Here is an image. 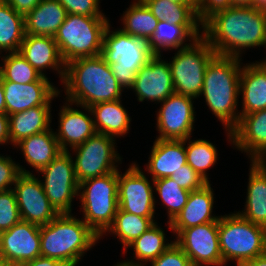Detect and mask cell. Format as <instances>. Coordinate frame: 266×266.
<instances>
[{"label": "cell", "instance_id": "33", "mask_svg": "<svg viewBox=\"0 0 266 266\" xmlns=\"http://www.w3.org/2000/svg\"><path fill=\"white\" fill-rule=\"evenodd\" d=\"M120 19V29L134 37L149 41L156 30L159 20L152 14L142 0H134Z\"/></svg>", "mask_w": 266, "mask_h": 266}, {"label": "cell", "instance_id": "21", "mask_svg": "<svg viewBox=\"0 0 266 266\" xmlns=\"http://www.w3.org/2000/svg\"><path fill=\"white\" fill-rule=\"evenodd\" d=\"M41 76L47 77L46 69L55 71L61 82L65 77V63L63 62L54 37L40 35H25L18 50Z\"/></svg>", "mask_w": 266, "mask_h": 266}, {"label": "cell", "instance_id": "44", "mask_svg": "<svg viewBox=\"0 0 266 266\" xmlns=\"http://www.w3.org/2000/svg\"><path fill=\"white\" fill-rule=\"evenodd\" d=\"M231 7V0H201L196 6L197 16L203 24L214 13Z\"/></svg>", "mask_w": 266, "mask_h": 266}, {"label": "cell", "instance_id": "39", "mask_svg": "<svg viewBox=\"0 0 266 266\" xmlns=\"http://www.w3.org/2000/svg\"><path fill=\"white\" fill-rule=\"evenodd\" d=\"M21 220L13 189L0 192V232L9 230Z\"/></svg>", "mask_w": 266, "mask_h": 266}, {"label": "cell", "instance_id": "11", "mask_svg": "<svg viewBox=\"0 0 266 266\" xmlns=\"http://www.w3.org/2000/svg\"><path fill=\"white\" fill-rule=\"evenodd\" d=\"M72 156L69 151H62L49 165L37 172L44 178L40 181L45 195L59 214L72 213V202L78 197L79 183Z\"/></svg>", "mask_w": 266, "mask_h": 266}, {"label": "cell", "instance_id": "53", "mask_svg": "<svg viewBox=\"0 0 266 266\" xmlns=\"http://www.w3.org/2000/svg\"><path fill=\"white\" fill-rule=\"evenodd\" d=\"M171 2H175V3H191L188 0H169Z\"/></svg>", "mask_w": 266, "mask_h": 266}, {"label": "cell", "instance_id": "37", "mask_svg": "<svg viewBox=\"0 0 266 266\" xmlns=\"http://www.w3.org/2000/svg\"><path fill=\"white\" fill-rule=\"evenodd\" d=\"M153 182L162 205L167 208V222L171 223L186 205L190 191L180 187L170 177L156 179Z\"/></svg>", "mask_w": 266, "mask_h": 266}, {"label": "cell", "instance_id": "38", "mask_svg": "<svg viewBox=\"0 0 266 266\" xmlns=\"http://www.w3.org/2000/svg\"><path fill=\"white\" fill-rule=\"evenodd\" d=\"M1 56L0 77L2 81L27 84L37 81L41 75L19 52Z\"/></svg>", "mask_w": 266, "mask_h": 266}, {"label": "cell", "instance_id": "30", "mask_svg": "<svg viewBox=\"0 0 266 266\" xmlns=\"http://www.w3.org/2000/svg\"><path fill=\"white\" fill-rule=\"evenodd\" d=\"M159 21L183 25L196 39L202 36V23L192 3H175L169 0H142Z\"/></svg>", "mask_w": 266, "mask_h": 266}, {"label": "cell", "instance_id": "14", "mask_svg": "<svg viewBox=\"0 0 266 266\" xmlns=\"http://www.w3.org/2000/svg\"><path fill=\"white\" fill-rule=\"evenodd\" d=\"M194 98L174 93L161 102L156 116V139L185 140L192 136L195 123Z\"/></svg>", "mask_w": 266, "mask_h": 266}, {"label": "cell", "instance_id": "28", "mask_svg": "<svg viewBox=\"0 0 266 266\" xmlns=\"http://www.w3.org/2000/svg\"><path fill=\"white\" fill-rule=\"evenodd\" d=\"M14 148H19L27 164L37 172L49 165L62 152L52 128L22 139Z\"/></svg>", "mask_w": 266, "mask_h": 266}, {"label": "cell", "instance_id": "43", "mask_svg": "<svg viewBox=\"0 0 266 266\" xmlns=\"http://www.w3.org/2000/svg\"><path fill=\"white\" fill-rule=\"evenodd\" d=\"M170 178L176 181L180 187L190 192L201 189L208 184L188 164L183 165L178 171H175Z\"/></svg>", "mask_w": 266, "mask_h": 266}, {"label": "cell", "instance_id": "34", "mask_svg": "<svg viewBox=\"0 0 266 266\" xmlns=\"http://www.w3.org/2000/svg\"><path fill=\"white\" fill-rule=\"evenodd\" d=\"M195 39L183 25L172 24L163 20L158 22L155 32L148 41V46L153 54H162L163 51H176L184 48Z\"/></svg>", "mask_w": 266, "mask_h": 266}, {"label": "cell", "instance_id": "6", "mask_svg": "<svg viewBox=\"0 0 266 266\" xmlns=\"http://www.w3.org/2000/svg\"><path fill=\"white\" fill-rule=\"evenodd\" d=\"M109 23L103 34L101 56L109 64L117 82L129 90L137 72L154 55L148 42L124 33L120 28L111 30Z\"/></svg>", "mask_w": 266, "mask_h": 266}, {"label": "cell", "instance_id": "31", "mask_svg": "<svg viewBox=\"0 0 266 266\" xmlns=\"http://www.w3.org/2000/svg\"><path fill=\"white\" fill-rule=\"evenodd\" d=\"M156 222L150 229L144 232L140 237L130 243L123 251V255L128 252V249H133V259L122 260L119 263L123 266H147L148 263L155 260L161 255L174 240L166 238L165 230L158 226Z\"/></svg>", "mask_w": 266, "mask_h": 266}, {"label": "cell", "instance_id": "10", "mask_svg": "<svg viewBox=\"0 0 266 266\" xmlns=\"http://www.w3.org/2000/svg\"><path fill=\"white\" fill-rule=\"evenodd\" d=\"M115 144L116 138L95 133L69 151H73L70 154L75 155L72 159L78 183L119 170L118 165L122 163L123 158Z\"/></svg>", "mask_w": 266, "mask_h": 266}, {"label": "cell", "instance_id": "47", "mask_svg": "<svg viewBox=\"0 0 266 266\" xmlns=\"http://www.w3.org/2000/svg\"><path fill=\"white\" fill-rule=\"evenodd\" d=\"M10 144L9 118L6 113H0V146Z\"/></svg>", "mask_w": 266, "mask_h": 266}, {"label": "cell", "instance_id": "2", "mask_svg": "<svg viewBox=\"0 0 266 266\" xmlns=\"http://www.w3.org/2000/svg\"><path fill=\"white\" fill-rule=\"evenodd\" d=\"M242 58L215 55L204 74L202 96L213 115L222 123L227 139L232 144V130L240 120L239 84ZM238 104V105H237Z\"/></svg>", "mask_w": 266, "mask_h": 266}, {"label": "cell", "instance_id": "41", "mask_svg": "<svg viewBox=\"0 0 266 266\" xmlns=\"http://www.w3.org/2000/svg\"><path fill=\"white\" fill-rule=\"evenodd\" d=\"M149 264L151 266H192L188 256L175 242Z\"/></svg>", "mask_w": 266, "mask_h": 266}, {"label": "cell", "instance_id": "16", "mask_svg": "<svg viewBox=\"0 0 266 266\" xmlns=\"http://www.w3.org/2000/svg\"><path fill=\"white\" fill-rule=\"evenodd\" d=\"M13 190L21 220L46 225L59 213L45 195L40 178L34 174L21 173L14 183Z\"/></svg>", "mask_w": 266, "mask_h": 266}, {"label": "cell", "instance_id": "19", "mask_svg": "<svg viewBox=\"0 0 266 266\" xmlns=\"http://www.w3.org/2000/svg\"><path fill=\"white\" fill-rule=\"evenodd\" d=\"M75 105L84 110L74 108ZM59 111V126L55 135L62 151H69L77 145L84 143L96 133L93 116L89 107L77 105L66 100Z\"/></svg>", "mask_w": 266, "mask_h": 266}, {"label": "cell", "instance_id": "17", "mask_svg": "<svg viewBox=\"0 0 266 266\" xmlns=\"http://www.w3.org/2000/svg\"><path fill=\"white\" fill-rule=\"evenodd\" d=\"M139 102L161 103L175 93L171 69L161 54H154L137 72L130 87Z\"/></svg>", "mask_w": 266, "mask_h": 266}, {"label": "cell", "instance_id": "5", "mask_svg": "<svg viewBox=\"0 0 266 266\" xmlns=\"http://www.w3.org/2000/svg\"><path fill=\"white\" fill-rule=\"evenodd\" d=\"M218 236L225 266L229 261L242 266L266 253V228L253 224L237 211L219 217Z\"/></svg>", "mask_w": 266, "mask_h": 266}, {"label": "cell", "instance_id": "54", "mask_svg": "<svg viewBox=\"0 0 266 266\" xmlns=\"http://www.w3.org/2000/svg\"><path fill=\"white\" fill-rule=\"evenodd\" d=\"M188 1L191 2L196 7L201 0H188Z\"/></svg>", "mask_w": 266, "mask_h": 266}, {"label": "cell", "instance_id": "29", "mask_svg": "<svg viewBox=\"0 0 266 266\" xmlns=\"http://www.w3.org/2000/svg\"><path fill=\"white\" fill-rule=\"evenodd\" d=\"M250 163L245 208L238 213L266 228V171L256 161Z\"/></svg>", "mask_w": 266, "mask_h": 266}, {"label": "cell", "instance_id": "26", "mask_svg": "<svg viewBox=\"0 0 266 266\" xmlns=\"http://www.w3.org/2000/svg\"><path fill=\"white\" fill-rule=\"evenodd\" d=\"M66 16V9L58 0H41L24 16L25 35L54 37Z\"/></svg>", "mask_w": 266, "mask_h": 266}, {"label": "cell", "instance_id": "46", "mask_svg": "<svg viewBox=\"0 0 266 266\" xmlns=\"http://www.w3.org/2000/svg\"><path fill=\"white\" fill-rule=\"evenodd\" d=\"M19 266H67V265L60 260L40 256L32 261L23 263Z\"/></svg>", "mask_w": 266, "mask_h": 266}, {"label": "cell", "instance_id": "55", "mask_svg": "<svg viewBox=\"0 0 266 266\" xmlns=\"http://www.w3.org/2000/svg\"><path fill=\"white\" fill-rule=\"evenodd\" d=\"M0 266H5V265L3 264V262H2L1 257H0Z\"/></svg>", "mask_w": 266, "mask_h": 266}, {"label": "cell", "instance_id": "24", "mask_svg": "<svg viewBox=\"0 0 266 266\" xmlns=\"http://www.w3.org/2000/svg\"><path fill=\"white\" fill-rule=\"evenodd\" d=\"M211 184L203 188L191 191L186 205L171 222H167L168 229H187L210 222H218L220 216L214 215V193Z\"/></svg>", "mask_w": 266, "mask_h": 266}, {"label": "cell", "instance_id": "4", "mask_svg": "<svg viewBox=\"0 0 266 266\" xmlns=\"http://www.w3.org/2000/svg\"><path fill=\"white\" fill-rule=\"evenodd\" d=\"M99 241L100 237L72 213L58 214L40 226L41 256L60 260L67 266L78 265Z\"/></svg>", "mask_w": 266, "mask_h": 266}, {"label": "cell", "instance_id": "48", "mask_svg": "<svg viewBox=\"0 0 266 266\" xmlns=\"http://www.w3.org/2000/svg\"><path fill=\"white\" fill-rule=\"evenodd\" d=\"M242 266H266V253L246 261Z\"/></svg>", "mask_w": 266, "mask_h": 266}, {"label": "cell", "instance_id": "42", "mask_svg": "<svg viewBox=\"0 0 266 266\" xmlns=\"http://www.w3.org/2000/svg\"><path fill=\"white\" fill-rule=\"evenodd\" d=\"M67 14L82 16H106L100 10V0H58Z\"/></svg>", "mask_w": 266, "mask_h": 266}, {"label": "cell", "instance_id": "32", "mask_svg": "<svg viewBox=\"0 0 266 266\" xmlns=\"http://www.w3.org/2000/svg\"><path fill=\"white\" fill-rule=\"evenodd\" d=\"M24 37V15L3 0L0 2V53L18 52Z\"/></svg>", "mask_w": 266, "mask_h": 266}, {"label": "cell", "instance_id": "50", "mask_svg": "<svg viewBox=\"0 0 266 266\" xmlns=\"http://www.w3.org/2000/svg\"><path fill=\"white\" fill-rule=\"evenodd\" d=\"M0 113H6V101L4 98V89L1 77H0Z\"/></svg>", "mask_w": 266, "mask_h": 266}, {"label": "cell", "instance_id": "56", "mask_svg": "<svg viewBox=\"0 0 266 266\" xmlns=\"http://www.w3.org/2000/svg\"><path fill=\"white\" fill-rule=\"evenodd\" d=\"M114 266H123V265H121L119 262H117V264H114Z\"/></svg>", "mask_w": 266, "mask_h": 266}, {"label": "cell", "instance_id": "25", "mask_svg": "<svg viewBox=\"0 0 266 266\" xmlns=\"http://www.w3.org/2000/svg\"><path fill=\"white\" fill-rule=\"evenodd\" d=\"M52 105H39L8 115L10 144L15 146L22 139L45 132L51 128Z\"/></svg>", "mask_w": 266, "mask_h": 266}, {"label": "cell", "instance_id": "8", "mask_svg": "<svg viewBox=\"0 0 266 266\" xmlns=\"http://www.w3.org/2000/svg\"><path fill=\"white\" fill-rule=\"evenodd\" d=\"M78 198L81 219L102 239L119 209L118 170L79 183Z\"/></svg>", "mask_w": 266, "mask_h": 266}, {"label": "cell", "instance_id": "3", "mask_svg": "<svg viewBox=\"0 0 266 266\" xmlns=\"http://www.w3.org/2000/svg\"><path fill=\"white\" fill-rule=\"evenodd\" d=\"M62 84L64 99L86 107L122 99L125 90L101 55L68 62Z\"/></svg>", "mask_w": 266, "mask_h": 266}, {"label": "cell", "instance_id": "27", "mask_svg": "<svg viewBox=\"0 0 266 266\" xmlns=\"http://www.w3.org/2000/svg\"><path fill=\"white\" fill-rule=\"evenodd\" d=\"M93 116L96 133H102L114 138L128 134L131 127V117L122 104V100L101 102L89 107Z\"/></svg>", "mask_w": 266, "mask_h": 266}, {"label": "cell", "instance_id": "7", "mask_svg": "<svg viewBox=\"0 0 266 266\" xmlns=\"http://www.w3.org/2000/svg\"><path fill=\"white\" fill-rule=\"evenodd\" d=\"M109 21L106 16L67 14L54 35L65 65L79 58L101 55L103 34Z\"/></svg>", "mask_w": 266, "mask_h": 266}, {"label": "cell", "instance_id": "36", "mask_svg": "<svg viewBox=\"0 0 266 266\" xmlns=\"http://www.w3.org/2000/svg\"><path fill=\"white\" fill-rule=\"evenodd\" d=\"M187 164L197 172L206 182L210 183L207 171L218 160L216 145L206 139H185Z\"/></svg>", "mask_w": 266, "mask_h": 266}, {"label": "cell", "instance_id": "51", "mask_svg": "<svg viewBox=\"0 0 266 266\" xmlns=\"http://www.w3.org/2000/svg\"><path fill=\"white\" fill-rule=\"evenodd\" d=\"M254 7L266 11V0H254Z\"/></svg>", "mask_w": 266, "mask_h": 266}, {"label": "cell", "instance_id": "49", "mask_svg": "<svg viewBox=\"0 0 266 266\" xmlns=\"http://www.w3.org/2000/svg\"><path fill=\"white\" fill-rule=\"evenodd\" d=\"M254 7V0H231V7Z\"/></svg>", "mask_w": 266, "mask_h": 266}, {"label": "cell", "instance_id": "13", "mask_svg": "<svg viewBox=\"0 0 266 266\" xmlns=\"http://www.w3.org/2000/svg\"><path fill=\"white\" fill-rule=\"evenodd\" d=\"M174 242L185 252L192 266H225L218 236V222L187 229H171Z\"/></svg>", "mask_w": 266, "mask_h": 266}, {"label": "cell", "instance_id": "15", "mask_svg": "<svg viewBox=\"0 0 266 266\" xmlns=\"http://www.w3.org/2000/svg\"><path fill=\"white\" fill-rule=\"evenodd\" d=\"M40 256L39 225L20 220L0 232V257L5 266H19Z\"/></svg>", "mask_w": 266, "mask_h": 266}, {"label": "cell", "instance_id": "35", "mask_svg": "<svg viewBox=\"0 0 266 266\" xmlns=\"http://www.w3.org/2000/svg\"><path fill=\"white\" fill-rule=\"evenodd\" d=\"M156 223L154 218L140 217L129 212L118 209L113 224L104 233L112 234L117 237L123 248L140 237L144 232L150 229ZM111 232V233H110Z\"/></svg>", "mask_w": 266, "mask_h": 266}, {"label": "cell", "instance_id": "23", "mask_svg": "<svg viewBox=\"0 0 266 266\" xmlns=\"http://www.w3.org/2000/svg\"><path fill=\"white\" fill-rule=\"evenodd\" d=\"M148 159L145 169L152 180L171 177L187 164L185 140L155 139Z\"/></svg>", "mask_w": 266, "mask_h": 266}, {"label": "cell", "instance_id": "52", "mask_svg": "<svg viewBox=\"0 0 266 266\" xmlns=\"http://www.w3.org/2000/svg\"><path fill=\"white\" fill-rule=\"evenodd\" d=\"M256 162L266 171V156L261 157Z\"/></svg>", "mask_w": 266, "mask_h": 266}, {"label": "cell", "instance_id": "45", "mask_svg": "<svg viewBox=\"0 0 266 266\" xmlns=\"http://www.w3.org/2000/svg\"><path fill=\"white\" fill-rule=\"evenodd\" d=\"M17 13L26 15L34 9L41 0H5Z\"/></svg>", "mask_w": 266, "mask_h": 266}, {"label": "cell", "instance_id": "18", "mask_svg": "<svg viewBox=\"0 0 266 266\" xmlns=\"http://www.w3.org/2000/svg\"><path fill=\"white\" fill-rule=\"evenodd\" d=\"M2 84L7 115L39 105H51L54 98L61 97L58 87H55L49 78L44 76L27 84H18L12 81H2Z\"/></svg>", "mask_w": 266, "mask_h": 266}, {"label": "cell", "instance_id": "40", "mask_svg": "<svg viewBox=\"0 0 266 266\" xmlns=\"http://www.w3.org/2000/svg\"><path fill=\"white\" fill-rule=\"evenodd\" d=\"M32 174L22 165L13 161L9 155L0 154V192L13 189L14 183L21 173Z\"/></svg>", "mask_w": 266, "mask_h": 266}, {"label": "cell", "instance_id": "22", "mask_svg": "<svg viewBox=\"0 0 266 266\" xmlns=\"http://www.w3.org/2000/svg\"><path fill=\"white\" fill-rule=\"evenodd\" d=\"M243 65L239 84V95H242L240 118L266 109V59Z\"/></svg>", "mask_w": 266, "mask_h": 266}, {"label": "cell", "instance_id": "20", "mask_svg": "<svg viewBox=\"0 0 266 266\" xmlns=\"http://www.w3.org/2000/svg\"><path fill=\"white\" fill-rule=\"evenodd\" d=\"M233 149L246 153L250 161L266 156V109L243 115L232 130Z\"/></svg>", "mask_w": 266, "mask_h": 266}, {"label": "cell", "instance_id": "9", "mask_svg": "<svg viewBox=\"0 0 266 266\" xmlns=\"http://www.w3.org/2000/svg\"><path fill=\"white\" fill-rule=\"evenodd\" d=\"M174 54L168 63L175 93L198 99L203 88L206 67L216 55L214 49L201 36Z\"/></svg>", "mask_w": 266, "mask_h": 266}, {"label": "cell", "instance_id": "12", "mask_svg": "<svg viewBox=\"0 0 266 266\" xmlns=\"http://www.w3.org/2000/svg\"><path fill=\"white\" fill-rule=\"evenodd\" d=\"M118 170V204L122 211L156 218L154 182L147 178L138 163L132 162L125 173Z\"/></svg>", "mask_w": 266, "mask_h": 266}, {"label": "cell", "instance_id": "1", "mask_svg": "<svg viewBox=\"0 0 266 266\" xmlns=\"http://www.w3.org/2000/svg\"><path fill=\"white\" fill-rule=\"evenodd\" d=\"M202 36L217 55L241 58L244 49L266 48V11L232 6L202 24Z\"/></svg>", "mask_w": 266, "mask_h": 266}]
</instances>
